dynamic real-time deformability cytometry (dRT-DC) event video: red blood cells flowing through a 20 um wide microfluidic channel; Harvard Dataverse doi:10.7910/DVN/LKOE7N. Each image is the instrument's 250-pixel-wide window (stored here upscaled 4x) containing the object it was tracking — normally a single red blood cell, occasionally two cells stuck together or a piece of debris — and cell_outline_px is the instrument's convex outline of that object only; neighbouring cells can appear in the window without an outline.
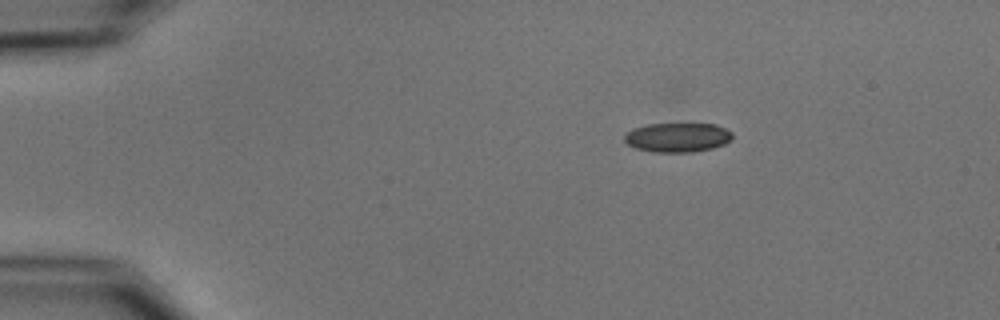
{"species": "common noctule bat (a hibernating species)", "species_latin": "Nyctalus noctula", "temperature_condition": "cold", "stored_images_in_passage": 5, "camera_frame_rate_fps": 3000, "um_per_image_px": 0.085, "animal": {"sex": "male", "body_mass_g": 15.6}, "frame": {"image": 1, "passage_image": 1, "time_ms": 0.0, "image_size_px": [1000, 320], "cell_outline_px": [[732, 140], [724, 144], [712, 148], [692, 152], [652, 152], [636, 148], [628, 144], [624, 140], [624, 136], [632, 128], [648, 124], [716, 124], [732, 132]], "centroid_in_image_um": [57.59, 11.68], "position_along_channel_um": 27.4, "area_um2": 18.44}}